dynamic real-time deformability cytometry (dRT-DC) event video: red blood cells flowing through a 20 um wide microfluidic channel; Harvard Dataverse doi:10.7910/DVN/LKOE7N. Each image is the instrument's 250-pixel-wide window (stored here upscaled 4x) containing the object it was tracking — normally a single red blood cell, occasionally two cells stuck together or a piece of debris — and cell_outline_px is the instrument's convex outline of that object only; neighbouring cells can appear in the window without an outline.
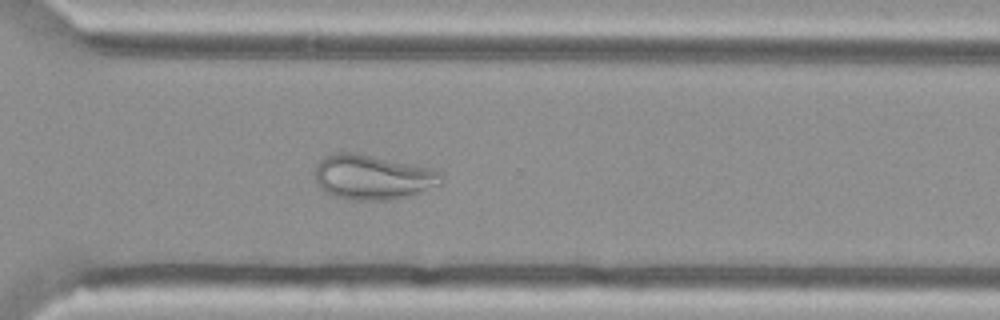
{"species": "Egyptian fruit bat (a non-hibernating species)", "species_latin": "Rousettus aegyptiacus", "temperature_condition": "cold", "stored_images_in_passage": 49, "camera_frame_rate_fps": 3000, "um_per_image_px": 0.085, "animal": {"sex": "female"}, "frame": {"image": 1, "passage_image": 34, "time_ms": 11.0, "image_size_px": [1000, 320], "cell_outline_px": [[444, 184], [412, 196], [392, 200], [348, 200], [324, 192], [316, 180], [316, 164], [324, 156], [332, 152], [352, 152], [420, 164], [432, 168], [440, 172], [444, 176]], "centroid_in_image_um": [31.76, 15.05], "position_along_channel_um": 338.8, "area_um2": 33.87}}
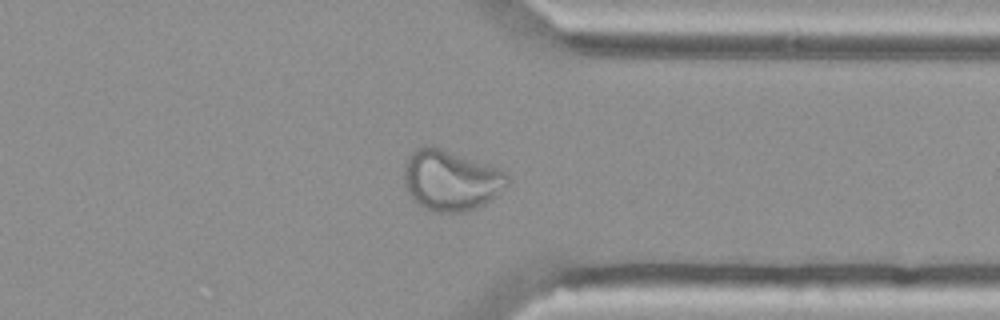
{"frame": {"image": 2, "passage_image": 37, "time_ms": 12.0, "image_size_px": [1000, 320], "cell_outline_px": [[508, 184], [496, 196], [484, 204], [476, 208], [464, 212], [432, 212], [424, 208], [412, 200], [404, 184], [404, 168], [408, 156], [416, 148], [424, 144], [432, 144], [500, 168], [508, 176]], "centroid_in_image_um": [38.3, 15.3], "position_along_channel_um": 373.1, "area_um2": 37.05}}
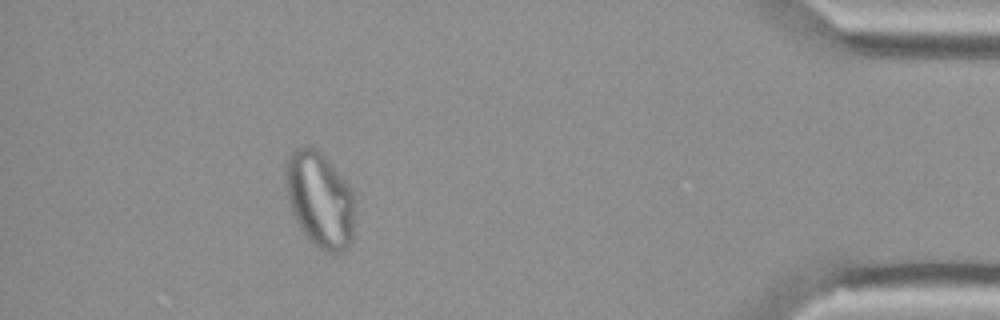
{"frame": {"image": 3, "passage_image": 44, "time_ms": 14.333, "image_size_px": [1000, 320], "cell_outline_px": [[356, 200], [352, 240], [340, 252], [332, 256], [320, 248], [304, 232], [296, 220], [292, 212], [288, 200], [288, 156], [296, 148], [308, 144], [316, 148], [328, 160], [352, 188]], "centroid_in_image_um": [27.26, 16.97], "position_along_channel_um": 407.9, "area_um2": 38.21}}